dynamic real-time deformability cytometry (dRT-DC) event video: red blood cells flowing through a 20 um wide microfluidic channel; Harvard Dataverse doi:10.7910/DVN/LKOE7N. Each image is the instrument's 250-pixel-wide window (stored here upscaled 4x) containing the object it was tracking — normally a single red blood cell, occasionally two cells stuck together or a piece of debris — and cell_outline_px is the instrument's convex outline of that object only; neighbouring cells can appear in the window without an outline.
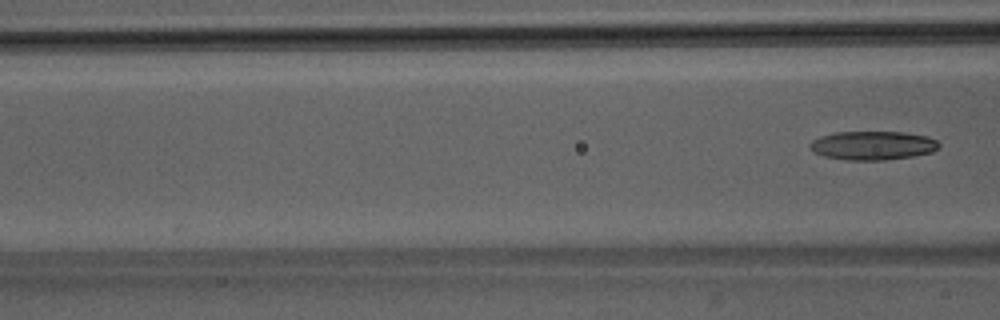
{"species": "Egyptian fruit bat (a non-hibernating species)", "species_latin": "Rousettus aegyptiacus", "temperature_condition": "room temperature", "stored_images_in_passage": 4, "camera_frame_rate_fps": 3000, "um_per_image_px": 0.085, "animal": {"sex": "male"}, "frame": {"image": 1, "passage_image": 4, "time_ms": 4.333, "image_size_px": [1000, 320], "cell_outline_px": [[940, 148], [932, 152], [912, 156], [884, 160], [848, 160], [824, 156], [812, 152], [808, 148], [808, 144], [812, 140], [820, 136], [836, 132], [904, 132], [928, 136], [936, 140], [940, 144]], "centroid_in_image_um": [74.16, 12.36], "position_along_channel_um": 92.4, "area_um2": 21.85}}